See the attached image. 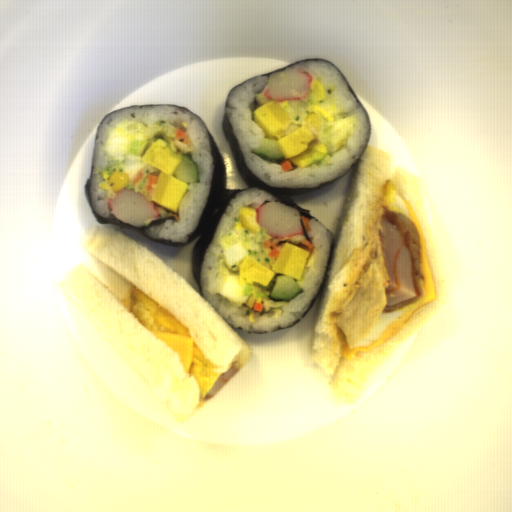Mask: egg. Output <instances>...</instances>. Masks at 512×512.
<instances>
[{"label":"egg","mask_w":512,"mask_h":512,"mask_svg":"<svg viewBox=\"0 0 512 512\" xmlns=\"http://www.w3.org/2000/svg\"><path fill=\"white\" fill-rule=\"evenodd\" d=\"M252 117L263 130L266 139L277 141L284 159L302 168L326 157V146L318 142L308 128L302 127L287 134L291 119L279 104V100L271 99L253 110Z\"/></svg>","instance_id":"d2b9013d"},{"label":"egg","mask_w":512,"mask_h":512,"mask_svg":"<svg viewBox=\"0 0 512 512\" xmlns=\"http://www.w3.org/2000/svg\"><path fill=\"white\" fill-rule=\"evenodd\" d=\"M142 160L159 170L151 202L175 214L189 187V183L173 175L181 163L180 158L170 152L166 141L158 139L146 151Z\"/></svg>","instance_id":"2799bb9f"},{"label":"egg","mask_w":512,"mask_h":512,"mask_svg":"<svg viewBox=\"0 0 512 512\" xmlns=\"http://www.w3.org/2000/svg\"><path fill=\"white\" fill-rule=\"evenodd\" d=\"M279 251L280 254L271 268L249 255L245 256L238 266L240 282L268 286L278 275H285L294 281L301 280L311 251L291 242H285Z\"/></svg>","instance_id":"db1cbce2"},{"label":"egg","mask_w":512,"mask_h":512,"mask_svg":"<svg viewBox=\"0 0 512 512\" xmlns=\"http://www.w3.org/2000/svg\"><path fill=\"white\" fill-rule=\"evenodd\" d=\"M121 302L148 331L172 333L191 338L183 324L139 288L133 285L129 287Z\"/></svg>","instance_id":"581b19a8"},{"label":"egg","mask_w":512,"mask_h":512,"mask_svg":"<svg viewBox=\"0 0 512 512\" xmlns=\"http://www.w3.org/2000/svg\"><path fill=\"white\" fill-rule=\"evenodd\" d=\"M224 367L210 360L193 340V360L189 374L194 378L199 400L205 399L210 389L221 375L217 368Z\"/></svg>","instance_id":"535e4f2a"},{"label":"egg","mask_w":512,"mask_h":512,"mask_svg":"<svg viewBox=\"0 0 512 512\" xmlns=\"http://www.w3.org/2000/svg\"><path fill=\"white\" fill-rule=\"evenodd\" d=\"M422 298V297H421ZM420 299L417 301L411 303L410 305L401 308L399 310H396L391 313H383L381 317L377 320V322L374 324V326L370 329V331L365 335V337L356 344L351 350H354L358 347H366L368 345H371L372 342L380 337L384 330L387 328L389 324H391L393 321H395L397 318H399L401 315H403L405 312H407L409 309H411L413 306L418 304L420 302Z\"/></svg>","instance_id":"465d88aa"},{"label":"egg","mask_w":512,"mask_h":512,"mask_svg":"<svg viewBox=\"0 0 512 512\" xmlns=\"http://www.w3.org/2000/svg\"><path fill=\"white\" fill-rule=\"evenodd\" d=\"M383 199L387 208L406 215L410 220L407 203H405L390 177L384 187Z\"/></svg>","instance_id":"b2c4e7a5"},{"label":"egg","mask_w":512,"mask_h":512,"mask_svg":"<svg viewBox=\"0 0 512 512\" xmlns=\"http://www.w3.org/2000/svg\"><path fill=\"white\" fill-rule=\"evenodd\" d=\"M239 216L242 227L248 231L255 233L262 231V226L257 222L256 210L251 206H241Z\"/></svg>","instance_id":"d83a857f"},{"label":"egg","mask_w":512,"mask_h":512,"mask_svg":"<svg viewBox=\"0 0 512 512\" xmlns=\"http://www.w3.org/2000/svg\"><path fill=\"white\" fill-rule=\"evenodd\" d=\"M304 123L306 127L316 129V130H322L323 121L320 116H318L313 111L307 115V117L304 119Z\"/></svg>","instance_id":"66dad537"}]
</instances>
